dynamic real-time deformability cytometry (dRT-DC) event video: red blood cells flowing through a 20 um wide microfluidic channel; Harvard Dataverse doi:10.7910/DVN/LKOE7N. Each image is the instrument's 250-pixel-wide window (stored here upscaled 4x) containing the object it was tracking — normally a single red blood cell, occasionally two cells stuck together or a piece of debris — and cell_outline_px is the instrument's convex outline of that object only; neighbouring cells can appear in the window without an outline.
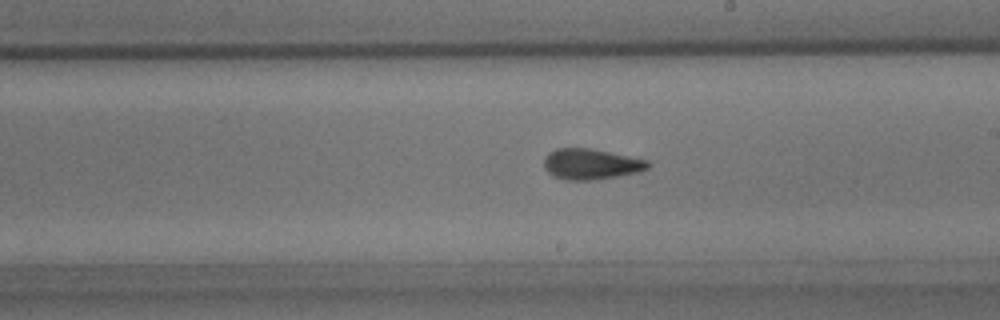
{"species": "common noctule bat (a hibernating species)", "species_latin": "Nyctalus noctula", "temperature_condition": "room temperature", "stored_images_in_passage": 39, "camera_frame_rate_fps": 3000, "um_per_image_px": 0.085, "animal": {"sex": "male", "body_mass_g": 15.6}, "frame": {"image": 1, "passage_image": 28, "time_ms": 9.0, "image_size_px": [1000, 320], "cell_outline_px": [[648, 168], [636, 172], [616, 176], [588, 180], [564, 180], [552, 176], [544, 168], [544, 156], [548, 152], [556, 148], [588, 148], [648, 160]], "centroid_in_image_um": [50.15, 13.94], "position_along_channel_um": 238.9, "area_um2": 18.38}}